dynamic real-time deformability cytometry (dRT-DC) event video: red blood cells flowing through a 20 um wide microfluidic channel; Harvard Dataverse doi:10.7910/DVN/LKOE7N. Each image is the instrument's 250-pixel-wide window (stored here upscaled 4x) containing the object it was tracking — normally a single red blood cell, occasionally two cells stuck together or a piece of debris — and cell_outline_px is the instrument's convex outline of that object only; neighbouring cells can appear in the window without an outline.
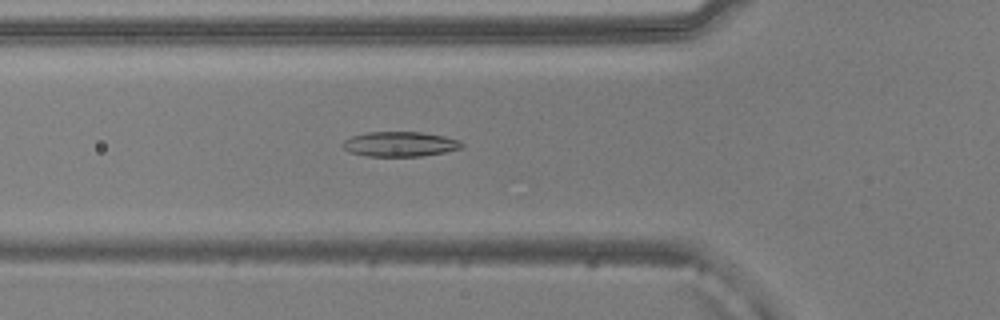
{"species": "common noctule bat (a hibernating species)", "species_latin": "Nyctalus noctula", "temperature_condition": "warm", "stored_images_in_passage": 52, "camera_frame_rate_fps": 3000, "um_per_image_px": 0.085, "animal": {"sex": "male", "body_mass_g": 20.5, "forearm_length_mm": 52.5}, "frame": {"image": 1, "passage_image": 18, "time_ms": 5.667, "image_size_px": [1000, 320], "cell_outline_px": [[464, 148], [444, 152], [420, 156], [368, 156], [348, 152], [340, 144], [344, 140], [352, 136], [364, 132], [420, 132], [444, 136], [460, 140], [464, 144]], "centroid_in_image_um": [33.99, 12.24], "position_along_channel_um": 91.8, "area_um2": 17.4}}
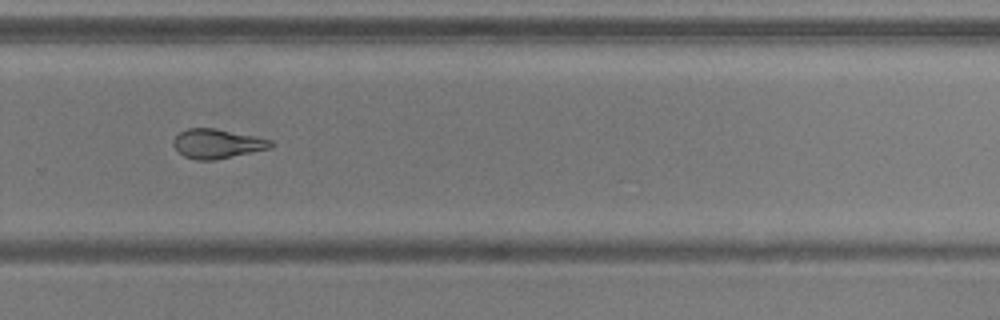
{"frame": {"image": 2, "passage_image": 35, "time_ms": 11.333, "image_size_px": [1000, 320], "cell_outline_px": [[272, 148], [212, 160], [196, 160], [184, 156], [172, 144], [172, 140], [180, 132], [188, 128], [216, 128], [256, 136], [272, 140]], "centroid_in_image_um": [18.46, 12.2], "position_along_channel_um": 311.3, "area_um2": 16.59}}
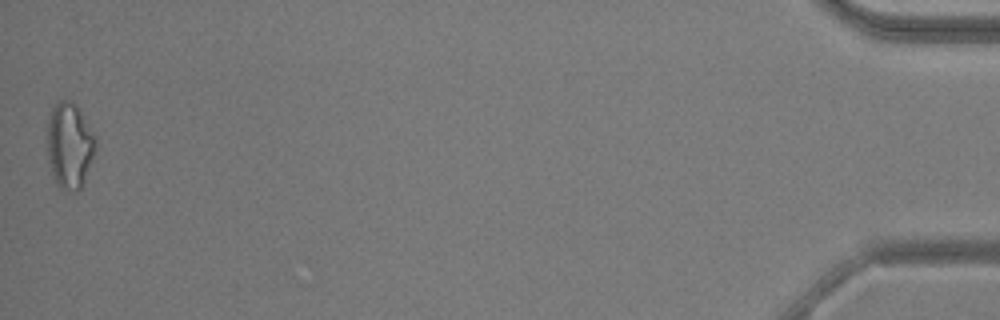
{"frame": {"image": 3, "passage_image": 52, "time_ms": 17.0, "image_size_px": [1000, 320], "cell_outline_px": [[96, 148], [80, 192], [72, 192], [60, 188], [56, 184], [52, 176], [48, 160], [48, 120], [52, 108], [60, 100], [68, 100], [76, 104], [96, 136]], "centroid_in_image_um": [5.92, 12.4], "position_along_channel_um": 429.3, "area_um2": 24.33}, "authors_computed_cell_mechanics": {"area_um2": 17.8602, "velocity_mm_per_s": 3.8797, "shape_relaxation_time_tau1_ms": null, "shape_relaxation_time_tau2_ms": 3.0297, "deformation_change_tau1": null, "deformation_change_tau2": 0.0885}}